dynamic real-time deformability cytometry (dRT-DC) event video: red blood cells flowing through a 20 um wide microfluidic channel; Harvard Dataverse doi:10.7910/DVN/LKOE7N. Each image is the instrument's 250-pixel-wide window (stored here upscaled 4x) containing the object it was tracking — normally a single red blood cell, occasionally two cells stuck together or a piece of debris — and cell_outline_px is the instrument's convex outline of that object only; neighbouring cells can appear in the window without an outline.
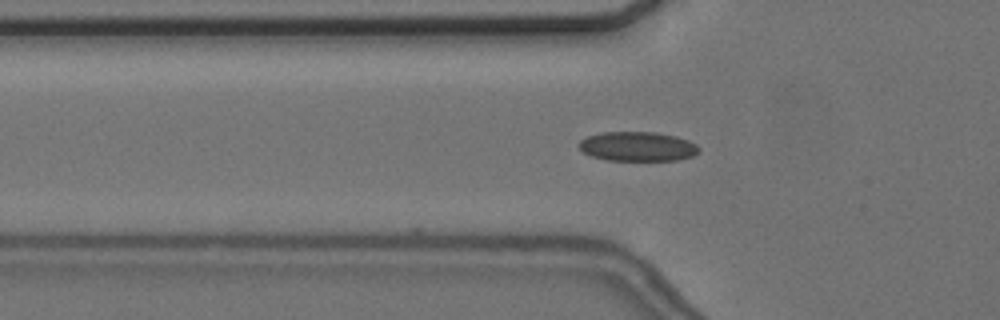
{"species": "common noctule bat (a hibernating species)", "species_latin": "Nyctalus noctula", "temperature_condition": "cold", "stored_images_in_passage": 40, "camera_frame_rate_fps": 3000, "um_per_image_px": 0.085, "animal": {"sex": "female", "body_mass_g": 24.6, "forearm_length_mm": 56.2}, "frame": {"image": 1, "passage_image": 3, "time_ms": 0.667, "image_size_px": [1000, 320], "cell_outline_px": [[700, 148], [692, 156], [676, 160], [608, 160], [592, 156], [584, 152], [576, 144], [580, 140], [588, 136], [600, 132], [656, 132], [676, 136], [688, 140], [696, 144]], "centroid_in_image_um": [54.17, 12.44], "position_along_channel_um": 71.6, "area_um2": 20.52}}
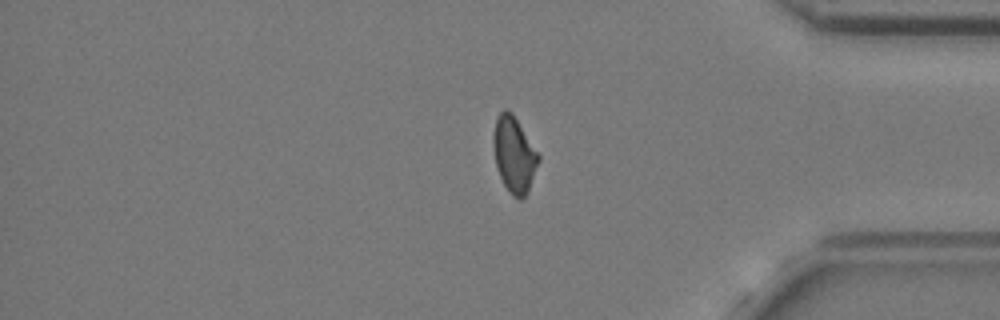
{"frame": {"image": 2, "passage_image": 31, "time_ms": 10.0, "image_size_px": [1000, 320], "cell_outline_px": [[540, 160], [528, 192], [520, 200], [512, 196], [504, 184], [496, 168], [492, 144], [492, 136], [496, 116], [504, 108], [508, 108], [512, 112], [540, 156]], "centroid_in_image_um": [43.68, 13.12], "position_along_channel_um": 391.5, "area_um2": 20.17}}
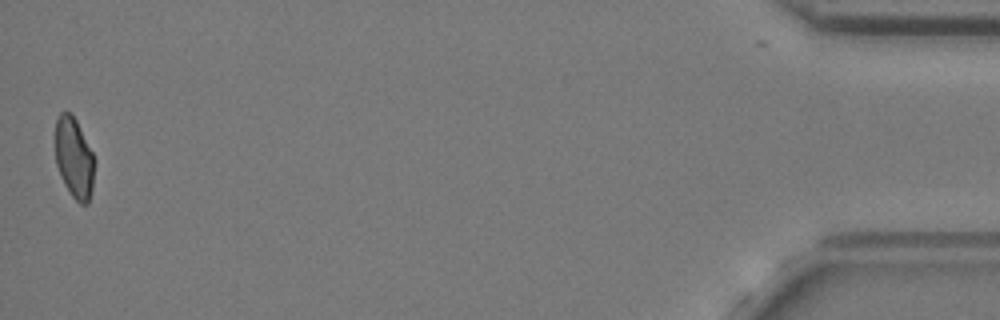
{"frame": {"image": 3, "passage_image": 40, "time_ms": 13.0, "image_size_px": [1000, 320], "cell_outline_px": [[96, 160], [92, 188], [88, 204], [80, 204], [68, 192], [60, 176], [56, 164], [56, 120], [60, 112], [72, 112]], "centroid_in_image_um": [6.31, 13.45], "position_along_channel_um": 428.9, "area_um2": 18.55}, "authors_computed_cell_mechanics": {"area_um2": 20.1144, "velocity_mm_per_s": 3.6505, "shape_relaxation_time_tau1_ms": null, "shape_relaxation_time_tau2_ms": 2.0123, "deformation_change_tau1": null, "deformation_change_tau2": 0.0667}}